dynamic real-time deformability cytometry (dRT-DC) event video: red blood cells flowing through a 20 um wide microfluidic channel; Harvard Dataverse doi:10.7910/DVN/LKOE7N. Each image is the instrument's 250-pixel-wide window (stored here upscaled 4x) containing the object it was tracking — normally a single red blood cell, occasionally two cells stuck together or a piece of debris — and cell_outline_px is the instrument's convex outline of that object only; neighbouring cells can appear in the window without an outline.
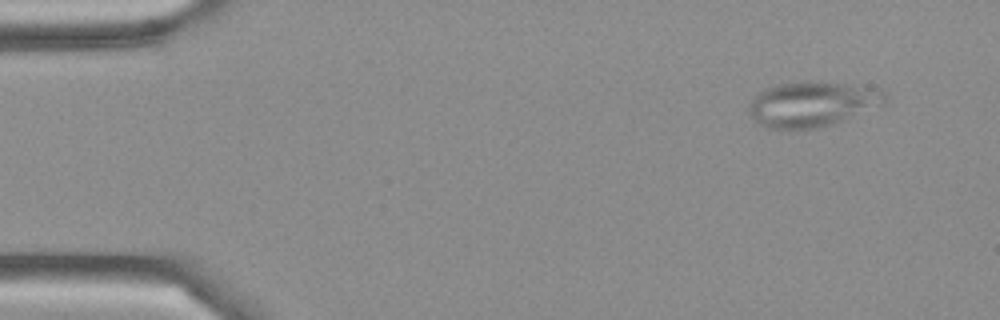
{"species": "Egyptian fruit bat (a non-hibernating species)", "species_latin": "Rousettus aegyptiacus", "temperature_condition": "cold", "stored_images_in_passage": 49, "segment_of_instrument_passage": [1, 2], "camera_frame_rate_fps": 3000, "um_per_image_px": 0.085, "frame": {"image": 1, "passage_image": 4, "time_ms": 1.0, "image_size_px": [1000, 320], "cell_outline_px": [[888, 104], [844, 120], [820, 128], [764, 128], [752, 116], [748, 108], [748, 104], [764, 88], [784, 84], [844, 84], [884, 92], [888, 96]], "centroid_in_image_um": [69.06, 8.9], "position_along_channel_um": 15.9, "area_um2": 34.62}}